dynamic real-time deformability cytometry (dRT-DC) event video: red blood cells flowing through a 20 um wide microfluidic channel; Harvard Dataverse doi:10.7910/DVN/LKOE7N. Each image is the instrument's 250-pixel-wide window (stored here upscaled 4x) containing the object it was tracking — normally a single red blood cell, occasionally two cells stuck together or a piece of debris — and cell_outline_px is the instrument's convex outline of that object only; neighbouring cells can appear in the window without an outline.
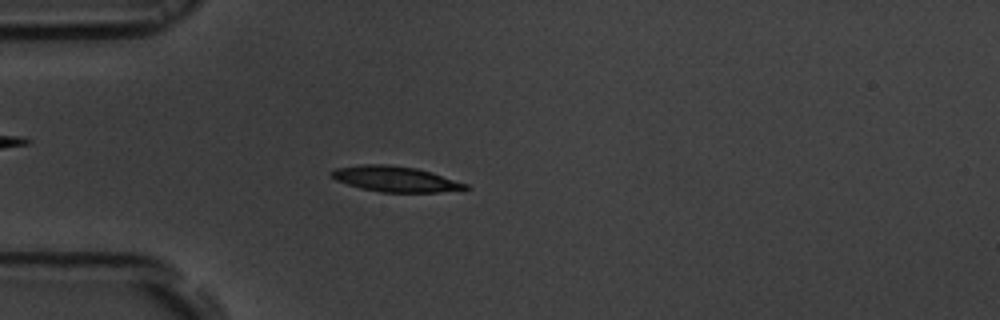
{"species": "common noctule bat (a hibernating species)", "species_latin": "Nyctalus noctula", "temperature_condition": "room temperature", "stored_images_in_passage": 55, "camera_frame_rate_fps": 3000, "um_per_image_px": 0.085, "animal": {"sex": "male", "body_mass_g": 19.5, "forearm_length_mm": 54.6}, "frame": {"image": 1, "passage_image": 15, "time_ms": 4.667, "image_size_px": [1000, 320], "cell_outline_px": [[472, 188], [436, 192], [380, 192], [360, 188], [336, 180], [332, 176], [332, 172], [336, 168], [360, 164], [388, 164], [416, 168], [468, 184]], "centroid_in_image_um": [33.59, 15.21], "position_along_channel_um": 51.4, "area_um2": 19.65}}
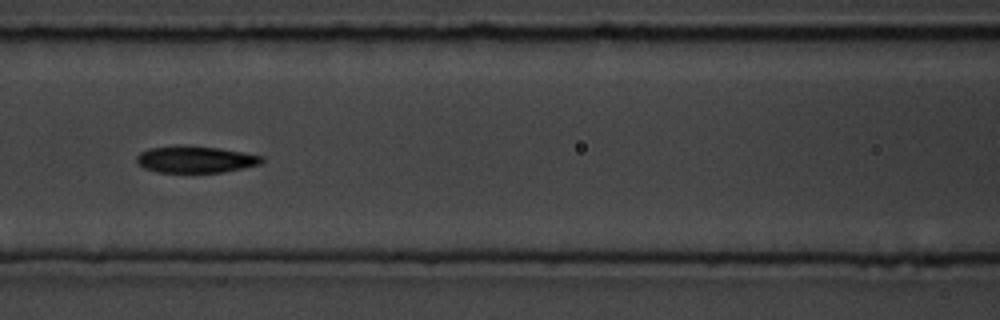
{"frame": {"image": 2, "passage_image": 24, "time_ms": 7.667, "image_size_px": [1000, 320], "cell_outline_px": [[264, 160], [260, 164], [224, 172], [156, 172], [144, 168], [136, 160], [136, 156], [140, 152], [148, 148], [176, 144], [184, 144], [220, 148], [244, 152], [264, 156]], "centroid_in_image_um": [16.6, 13.52], "position_along_channel_um": 150.0, "area_um2": 19.88}}
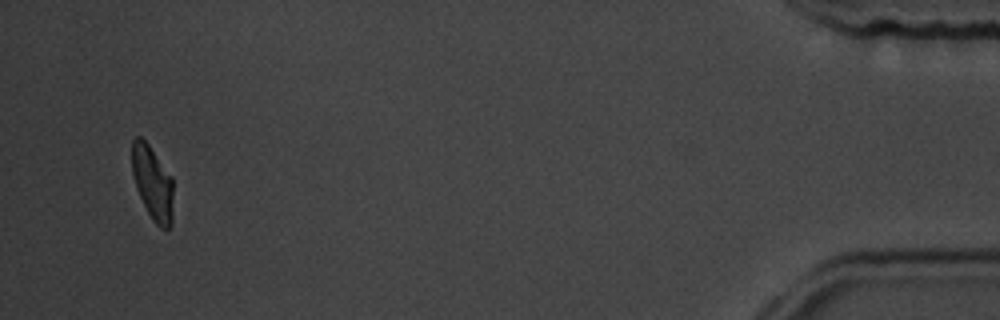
{"frame": {"image": 3, "passage_image": 53, "time_ms": 17.333, "image_size_px": [1000, 320], "cell_outline_px": [[172, 224], [168, 228], [160, 228], [156, 224], [148, 212], [136, 188], [132, 172], [132, 140], [136, 136], [140, 136], [148, 144], [172, 176]], "centroid_in_image_um": [12.96, 15.53], "position_along_channel_um": 422.2, "area_um2": 17.63}, "authors_computed_cell_mechanics": {"area_um2": 19.2474, "velocity_mm_per_s": 3.6641, "shape_relaxation_time_tau1_ms": 3.4891, "shape_relaxation_time_tau2_ms": 1.9046, "deformation_change_tau1": 0.1631, "deformation_change_tau2": 0.0756}}